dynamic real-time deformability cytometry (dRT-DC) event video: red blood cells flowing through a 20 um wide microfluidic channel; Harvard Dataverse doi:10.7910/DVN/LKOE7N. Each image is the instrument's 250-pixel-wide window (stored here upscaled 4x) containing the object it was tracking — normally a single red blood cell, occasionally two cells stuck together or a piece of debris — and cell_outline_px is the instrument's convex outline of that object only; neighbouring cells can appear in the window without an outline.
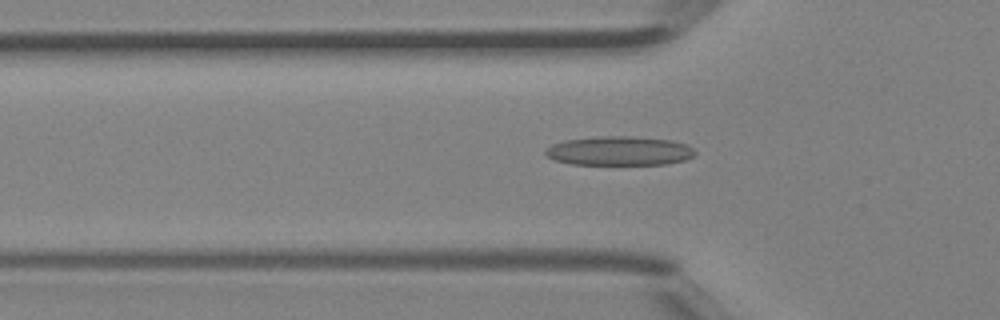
{"species": "Egyptian fruit bat (a non-hibernating species)", "species_latin": "Rousettus aegyptiacus", "temperature_condition": "room temperature", "stored_images_in_passage": 45, "camera_frame_rate_fps": 3000, "um_per_image_px": 0.085, "animal": {"sex": "female"}, "frame": {"image": 1, "passage_image": 15, "time_ms": 4.667, "image_size_px": [1000, 320], "cell_outline_px": [[696, 152], [692, 156], [684, 160], [668, 164], [572, 164], [552, 160], [544, 152], [544, 148], [552, 144], [564, 140], [600, 136], [632, 136], [672, 140], [688, 144]], "centroid_in_image_um": [52.62, 12.82], "position_along_channel_um": 73.2, "area_um2": 25.55}}
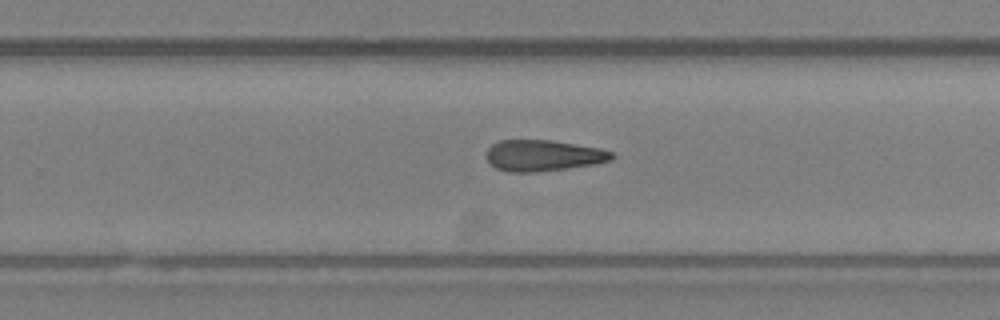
{"frame": {"image": 2, "passage_image": 29, "time_ms": 9.333, "image_size_px": [1000, 320], "cell_outline_px": [[616, 156], [612, 160], [596, 164], [568, 168], [536, 172], [508, 172], [496, 168], [484, 156], [488, 148], [492, 144], [500, 140], [552, 140], [600, 148], [612, 152]], "centroid_in_image_um": [46.18, 13.22], "position_along_channel_um": 283.6, "area_um2": 22.95}}
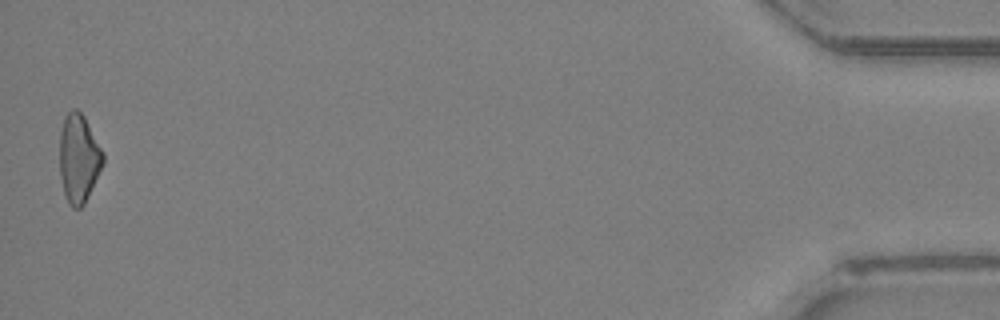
{"frame": {"image": 3, "passage_image": 45, "time_ms": 14.667, "image_size_px": [1000, 320], "cell_outline_px": [[104, 164], [84, 204], [80, 208], [72, 208], [68, 204], [64, 196], [60, 176], [60, 132], [64, 116], [72, 108], [76, 108], [84, 116], [104, 152]], "centroid_in_image_um": [6.69, 13.47], "position_along_channel_um": 428.5, "area_um2": 22.66}}